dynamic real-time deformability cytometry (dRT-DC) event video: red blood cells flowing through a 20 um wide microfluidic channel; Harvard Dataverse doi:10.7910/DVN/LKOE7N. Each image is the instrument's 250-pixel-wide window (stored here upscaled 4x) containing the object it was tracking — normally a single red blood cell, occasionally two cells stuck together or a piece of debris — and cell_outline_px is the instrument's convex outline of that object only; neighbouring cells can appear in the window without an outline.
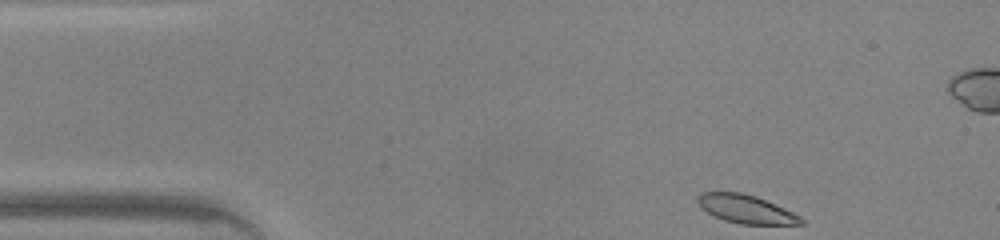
{"species": "common noctule bat (a hibernating species)", "species_latin": "Nyctalus noctula", "temperature_condition": "warm", "stored_images_in_passage": 42, "camera_frame_rate_fps": 3000, "um_per_image_px": 0.085, "animal": {"sex": "male", "body_mass_g": 20.0, "forearm_length_mm": 53.3}, "frame": {"image": 1, "passage_image": 1, "time_ms": 0.0, "image_size_px": [1000, 240], "cell_outline_px": [[804, 224], [740, 224], [724, 220], [708, 212], [696, 200], [696, 196], [700, 192], [740, 192], [756, 196], [784, 208], [800, 216], [804, 220]], "centroid_in_image_um": [63.41, 17.76], "position_along_channel_um": 21.6, "area_um2": 16.88}}
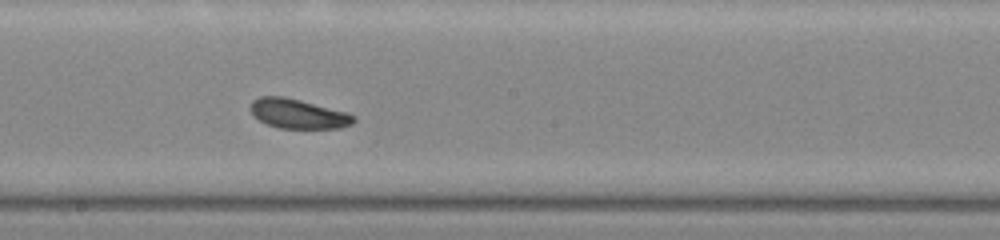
{"frame": {"image": 2, "passage_image": 20, "time_ms": 6.333, "image_size_px": [1000, 240], "cell_outline_px": [[356, 120], [352, 124], [340, 128], [280, 128], [268, 124], [260, 120], [252, 112], [252, 100], [260, 96], [284, 96], [348, 112], [356, 116]], "centroid_in_image_um": [25.4, 9.66], "position_along_channel_um": 222.8, "area_um2": 17.63}}
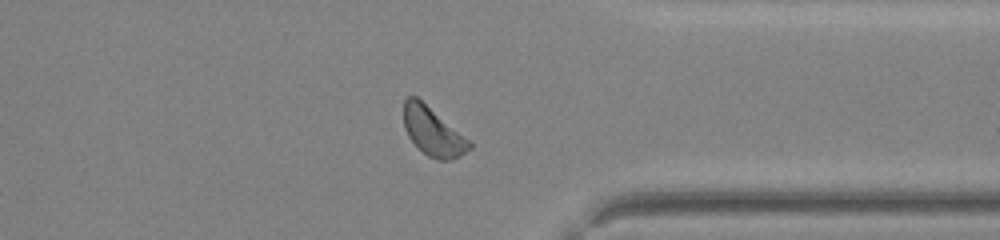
{"frame": {"image": 3, "passage_image": 31, "time_ms": 10.0, "image_size_px": [1000, 240], "cell_outline_px": [[472, 148], [460, 156], [452, 160], [440, 160], [428, 156], [408, 136], [404, 128], [404, 100], [408, 96], [416, 96], [468, 140], [472, 144]], "centroid_in_image_um": [36.78, 11.19], "position_along_channel_um": 374.6, "area_um2": 17.98}, "authors_computed_cell_mechanics": {"area_um2": 18.0047, "velocity_mm_per_s": 4.3235, "shape_relaxation_time_tau1_ms": 1.0779, "shape_relaxation_time_tau2_ms": 6.9548, "deformation_change_tau1": 0.0627, "deformation_change_tau2": 0.1362}}